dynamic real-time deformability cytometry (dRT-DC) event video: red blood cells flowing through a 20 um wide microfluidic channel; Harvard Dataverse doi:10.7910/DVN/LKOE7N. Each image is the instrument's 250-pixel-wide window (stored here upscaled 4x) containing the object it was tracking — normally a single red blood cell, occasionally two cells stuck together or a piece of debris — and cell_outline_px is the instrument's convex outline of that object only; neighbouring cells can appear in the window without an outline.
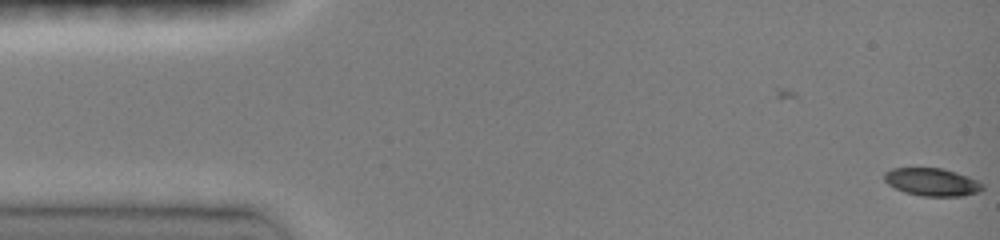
{"species": "common noctule bat (a hibernating species)", "species_latin": "Nyctalus noctula", "temperature_condition": "room temperature", "stored_images_in_passage": 4, "camera_frame_rate_fps": 3000, "um_per_image_px": 0.085, "animal": {"sex": "female", "body_mass_g": 19.0, "forearm_length_mm": 51.5}, "frame": {"image": 1, "passage_image": 4, "time_ms": 1.0, "image_size_px": [1000, 240], "cell_outline_px": [[984, 188], [980, 192], [964, 196], [920, 196], [904, 192], [888, 184], [884, 180], [884, 172], [892, 168], [940, 168], [956, 172], [976, 180], [984, 184]], "centroid_in_image_um": [79.23, 15.48], "position_along_channel_um": 5.8, "area_um2": 15.95}}